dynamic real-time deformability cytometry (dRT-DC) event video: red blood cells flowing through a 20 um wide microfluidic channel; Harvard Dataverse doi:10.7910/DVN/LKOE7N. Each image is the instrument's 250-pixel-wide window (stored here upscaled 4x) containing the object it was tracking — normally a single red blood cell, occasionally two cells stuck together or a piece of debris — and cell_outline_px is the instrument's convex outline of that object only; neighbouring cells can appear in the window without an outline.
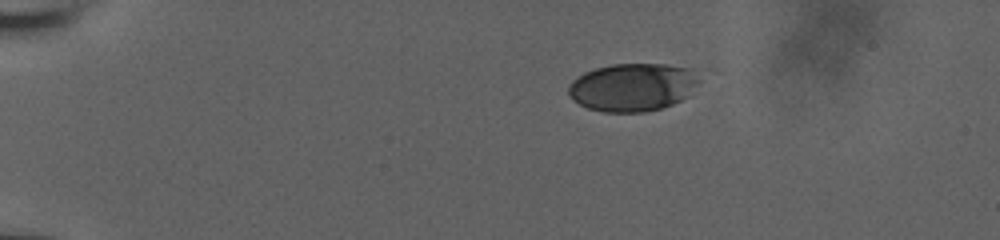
{"species": "human", "species_latin": "Homo sapiens", "temperature_condition": "room temperature", "stored_images_in_passage": 46, "camera_frame_rate_fps": 3000, "um_per_image_px": 0.085, "donor": {"sex": "male"}, "frame": {"image": 1, "passage_image": 1, "time_ms": 0.0, "image_size_px": [1000, 240], "cell_outline_px": [[700, 80], [688, 96], [672, 104], [660, 108], [644, 112], [604, 112], [588, 108], [580, 104], [568, 92], [568, 84], [572, 80], [584, 72], [596, 68], [612, 64], [664, 64], [692, 68]], "centroid_in_image_um": [53.78, 7.4], "position_along_channel_um": 31.2, "area_um2": 36.47}}
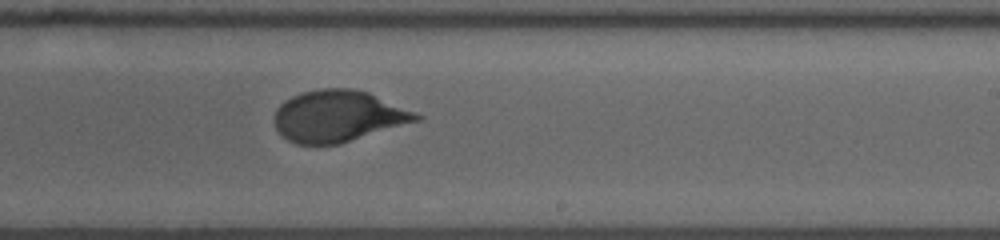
{"frame": {"image": 2, "passage_image": 26, "time_ms": 8.333, "image_size_px": [1000, 240], "cell_outline_px": [[424, 116], [420, 120], [340, 144], [296, 144], [288, 140], [276, 128], [276, 108], [284, 100], [292, 96], [304, 92], [320, 88], [352, 88], [368, 92], [416, 112]], "centroid_in_image_um": [28.77, 9.87], "position_along_channel_um": 260.2, "area_um2": 42.37}}
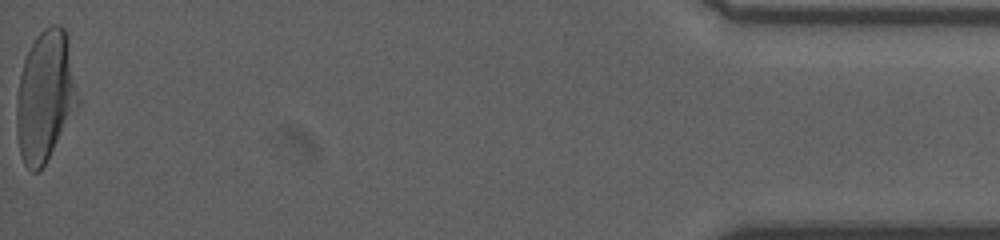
{"frame": {"image": 3, "passage_image": 46, "time_ms": 15.0, "image_size_px": [1000, 240], "cell_outline_px": [[80, 104], [44, 164], [36, 172], [32, 172], [24, 164], [20, 156], [16, 132], [16, 100], [20, 76], [24, 60], [36, 36], [44, 28], [52, 24], [60, 24], [68, 32], [80, 100]], "centroid_in_image_um": [3.87, 8.14], "position_along_channel_um": 431.3, "area_um2": 47.28}, "authors_computed_cell_mechanics": {"area_um2": 41.9628, "velocity_mm_per_s": 3.8425, "shape_relaxation_time_tau1_ms": 3.5461, "shape_relaxation_time_tau2_ms": null, "deformation_change_tau1": 0.1573, "deformation_change_tau2": null}}